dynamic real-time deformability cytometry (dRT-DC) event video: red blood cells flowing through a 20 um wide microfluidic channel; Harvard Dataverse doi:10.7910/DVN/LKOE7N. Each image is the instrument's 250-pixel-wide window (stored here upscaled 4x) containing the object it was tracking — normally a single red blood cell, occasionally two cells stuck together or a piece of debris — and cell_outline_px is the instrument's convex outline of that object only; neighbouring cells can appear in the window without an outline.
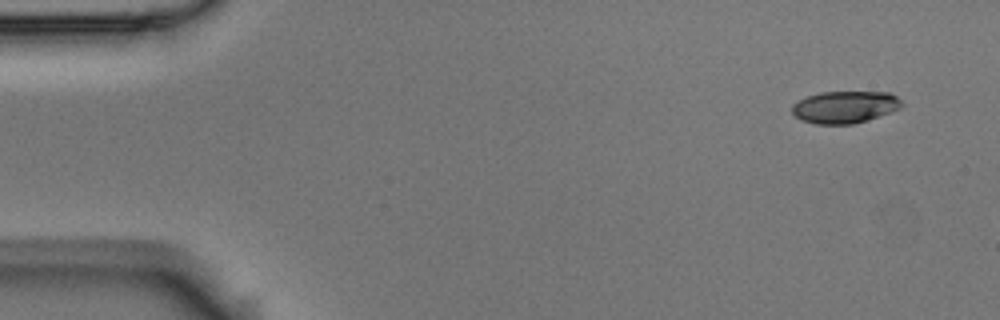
{"species": "Egyptian fruit bat (a non-hibernating species)", "species_latin": "Rousettus aegyptiacus", "temperature_condition": "room temperature", "stored_images_in_passage": 5, "segment_of_instrument_passage": [2, 2], "camera_frame_rate_fps": 3000, "um_per_image_px": 0.085, "animal": {"sex": "male"}, "frame": {"image": 1, "passage_image": 5, "time_ms": 1.333, "image_size_px": [1000, 320], "cell_outline_px": [[904, 104], [900, 108], [892, 112], [868, 120], [852, 124], [816, 124], [800, 120], [792, 112], [792, 104], [808, 96], [820, 92], [892, 92]], "centroid_in_image_um": [71.84, 9.1], "position_along_channel_um": 13.2, "area_um2": 20.63}}